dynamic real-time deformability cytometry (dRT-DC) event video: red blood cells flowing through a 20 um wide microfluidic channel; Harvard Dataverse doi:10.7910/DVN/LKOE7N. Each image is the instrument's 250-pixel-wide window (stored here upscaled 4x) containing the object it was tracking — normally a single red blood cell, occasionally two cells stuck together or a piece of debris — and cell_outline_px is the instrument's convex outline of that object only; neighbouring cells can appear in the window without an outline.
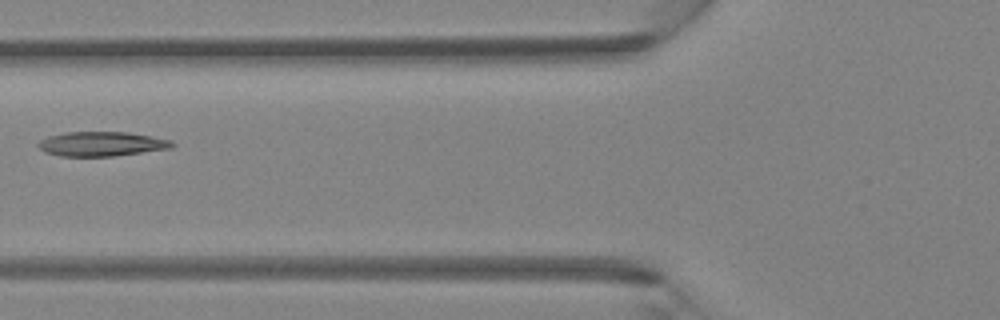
{"species": "Egyptian fruit bat (a non-hibernating species)", "species_latin": "Rousettus aegyptiacus", "temperature_condition": "room temperature", "stored_images_in_passage": 3, "camera_frame_rate_fps": 3000, "um_per_image_px": 0.085, "animal": {"sex": "female"}, "frame": {"image": 1, "passage_image": 3, "time_ms": 0.667, "image_size_px": [1000, 320], "cell_outline_px": [[176, 144], [172, 148], [116, 156], [60, 156], [44, 152], [36, 144], [40, 140], [48, 136], [64, 132], [128, 132], [172, 140]], "centroid_in_image_um": [8.64, 12.23], "position_along_channel_um": 117.2, "area_um2": 19.25}}